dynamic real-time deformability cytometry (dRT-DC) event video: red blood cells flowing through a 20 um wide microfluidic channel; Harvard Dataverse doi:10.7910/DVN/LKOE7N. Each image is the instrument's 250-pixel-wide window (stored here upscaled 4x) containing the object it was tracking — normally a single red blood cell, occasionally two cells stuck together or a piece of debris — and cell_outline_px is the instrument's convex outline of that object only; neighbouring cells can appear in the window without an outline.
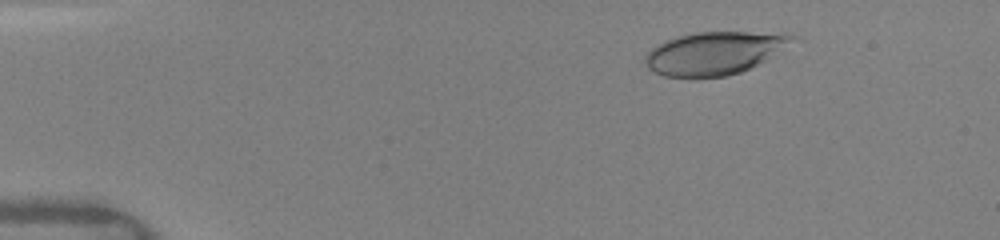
{"species": "human", "species_latin": "Homo sapiens", "temperature_condition": "warm", "stored_images_in_passage": 35, "camera_frame_rate_fps": 3000, "um_per_image_px": 0.085, "donor": {"sex": "female"}, "frame": {"image": 1, "passage_image": 7, "time_ms": 2.0, "image_size_px": [1000, 240], "cell_outline_px": [[800, 36], [764, 60], [740, 72], [728, 76], [688, 80], [664, 76], [648, 68], [644, 64], [644, 56], [652, 48], [676, 36], [696, 32], [748, 32]], "centroid_in_image_um": [60.6, 4.56], "position_along_channel_um": 24.4, "area_um2": 36.65}}
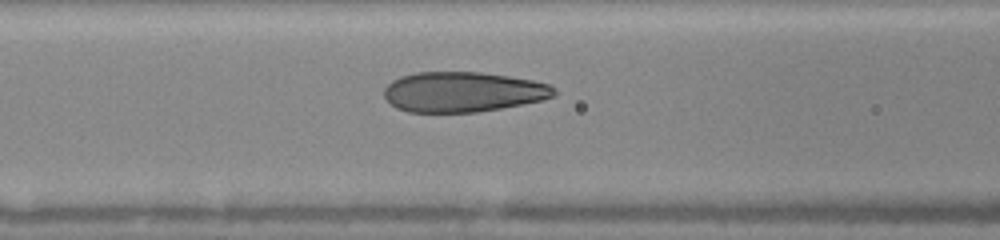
{"frame": {"image": 2, "passage_image": 20, "time_ms": 6.667, "image_size_px": [1000, 240], "cell_outline_px": [[556, 96], [524, 104], [476, 112], [408, 112], [396, 108], [384, 96], [384, 88], [392, 80], [400, 76], [416, 72], [480, 72], [508, 76], [532, 80], [548, 84], [556, 88]], "centroid_in_image_um": [39.34, 7.81], "position_along_channel_um": 127.3, "area_um2": 39.82}}
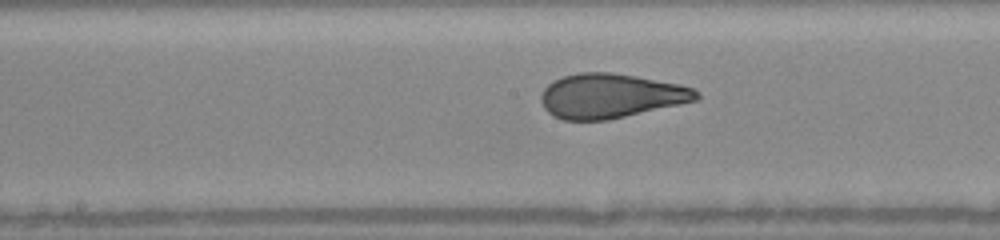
{"frame": {"image": 3, "passage_image": 29, "time_ms": 8.333, "image_size_px": [1000, 240], "cell_outline_px": [[700, 96], [696, 100], [680, 104], [608, 120], [564, 120], [548, 112], [544, 108], [540, 100], [540, 96], [544, 88], [552, 80], [564, 76], [580, 72], [612, 72], [680, 84], [692, 88], [700, 92]], "centroid_in_image_um": [51.89, 8.14], "position_along_channel_um": 196.3, "area_um2": 40.17}}